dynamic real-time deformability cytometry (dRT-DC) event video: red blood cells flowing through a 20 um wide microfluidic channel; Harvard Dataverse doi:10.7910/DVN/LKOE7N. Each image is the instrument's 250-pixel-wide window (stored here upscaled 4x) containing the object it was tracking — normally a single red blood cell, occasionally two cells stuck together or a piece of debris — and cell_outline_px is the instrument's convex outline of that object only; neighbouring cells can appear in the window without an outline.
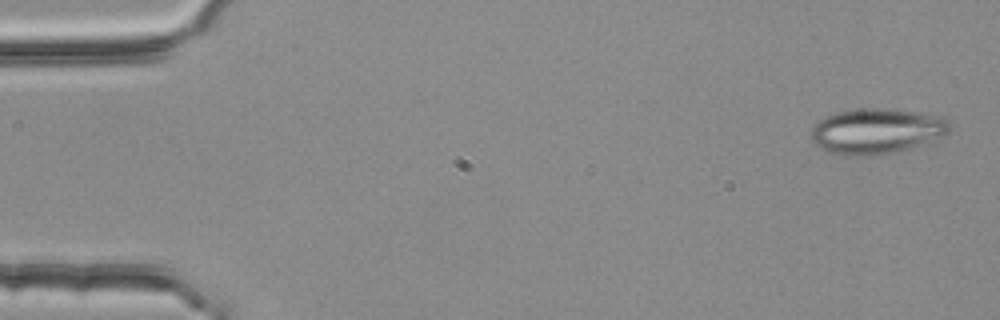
{"species": "common noctule bat (a hibernating species)", "species_latin": "Nyctalus noctula", "temperature_condition": "room temperature", "stored_images_in_passage": 4, "camera_frame_rate_fps": 3000, "um_per_image_px": 0.085, "animal": {"sex": "female", "body_mass_g": 25.1}, "frame": {"image": 1, "passage_image": 1, "time_ms": 0.0, "image_size_px": [1000, 320], "cell_outline_px": [[948, 132], [940, 136], [908, 148], [888, 152], [860, 156], [848, 156], [828, 152], [812, 144], [812, 128], [820, 120], [836, 112], [868, 108], [892, 108], [920, 112], [944, 116], [948, 120]], "centroid_in_image_um": [74.47, 11.12], "position_along_channel_um": 10.5, "area_um2": 36.13}}